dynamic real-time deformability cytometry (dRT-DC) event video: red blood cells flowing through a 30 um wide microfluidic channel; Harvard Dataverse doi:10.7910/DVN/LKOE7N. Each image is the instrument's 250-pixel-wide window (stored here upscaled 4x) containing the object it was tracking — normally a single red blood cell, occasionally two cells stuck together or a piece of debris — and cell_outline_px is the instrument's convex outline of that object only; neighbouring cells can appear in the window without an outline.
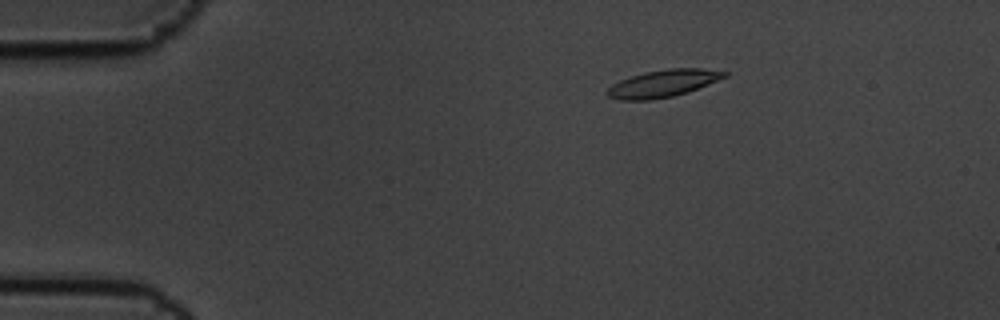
{"species": "common noctule bat (a hibernating species)", "species_latin": "Nyctalus noctula", "temperature_condition": "cold", "stored_images_in_passage": 4, "camera_frame_rate_fps": 3000, "um_per_image_px": 0.085, "animal": {"sex": "male", "body_mass_g": 19.5, "forearm_length_mm": 54.6}, "frame": {"image": 1, "passage_image": 2, "time_ms": 0.333, "image_size_px": [1000, 320], "cell_outline_px": [[728, 76], [688, 92], [672, 96], [648, 100], [620, 100], [608, 96], [608, 88], [612, 84], [620, 80], [644, 72], [668, 68], [700, 68], [728, 72]], "centroid_in_image_um": [56.37, 7.08], "position_along_channel_um": 28.6, "area_um2": 18.44}}